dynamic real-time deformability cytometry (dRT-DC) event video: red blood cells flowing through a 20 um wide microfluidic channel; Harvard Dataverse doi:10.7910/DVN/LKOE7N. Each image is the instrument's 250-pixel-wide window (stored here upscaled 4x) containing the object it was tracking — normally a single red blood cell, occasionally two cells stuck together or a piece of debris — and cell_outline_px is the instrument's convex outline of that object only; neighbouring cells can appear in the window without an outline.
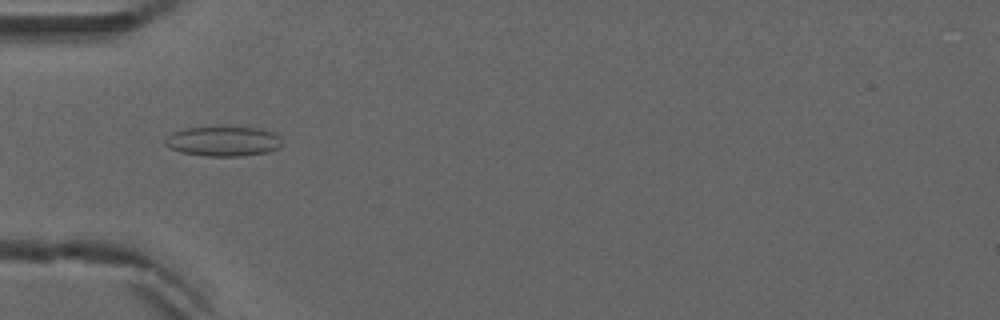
{"species": "common noctule bat (a hibernating species)", "species_latin": "Nyctalus noctula", "temperature_condition": "warm", "stored_images_in_passage": 43, "camera_frame_rate_fps": 3000, "um_per_image_px": 0.085, "animal": {"sex": "male", "forearm_length_mm": 52.5}, "frame": {"image": 1, "passage_image": 17, "time_ms": 5.333, "image_size_px": [1000, 320], "cell_outline_px": [[280, 144], [276, 148], [268, 152], [240, 156], [208, 156], [180, 152], [164, 144], [164, 140], [172, 132], [184, 128], [260, 128], [276, 132], [280, 136]], "centroid_in_image_um": [18.97, 12.01], "position_along_channel_um": 66.0, "area_um2": 20.06}}
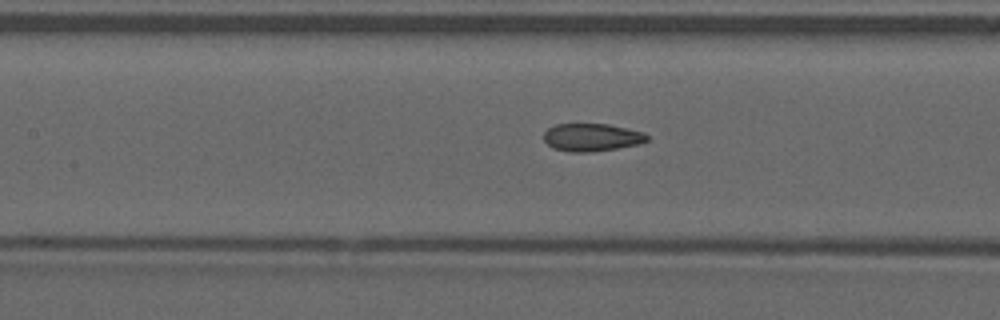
{"frame": {"image": 2, "passage_image": 24, "time_ms": 7.667, "image_size_px": [1000, 320], "cell_outline_px": [[648, 140], [640, 144], [592, 152], [572, 152], [552, 148], [544, 140], [544, 132], [548, 128], [556, 124], [608, 124], [628, 128], [644, 132], [648, 136]], "centroid_in_image_um": [50.31, 11.67], "position_along_channel_um": 157.1, "area_um2": 16.76}}
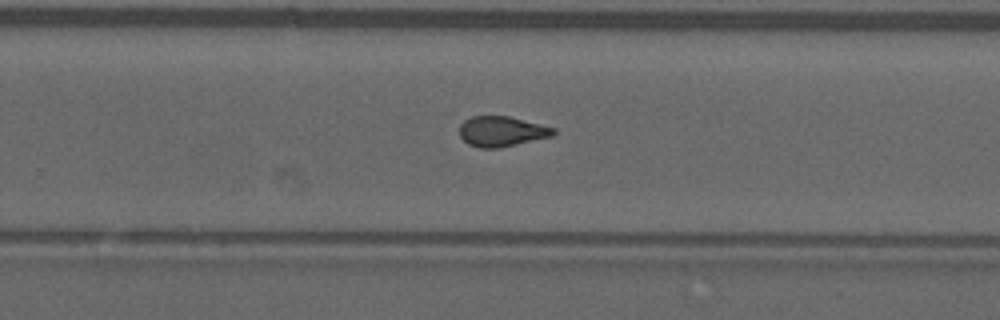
{"frame": {"image": 3, "passage_image": 34, "time_ms": 11.0, "image_size_px": [1000, 320], "cell_outline_px": [[556, 132], [552, 136], [500, 148], [480, 148], [468, 144], [460, 136], [460, 124], [464, 120], [472, 116], [508, 116], [556, 128]], "centroid_in_image_um": [42.64, 11.17], "position_along_channel_um": 287.2, "area_um2": 16.53}, "authors_computed_cell_mechanics": {"area_um2": 17.5134, "velocity_mm_per_s": 3.9228, "shape_relaxation_time_tau1_ms": null, "shape_relaxation_time_tau2_ms": 1.3965, "deformation_change_tau1": null, "deformation_change_tau2": 0.0826}}